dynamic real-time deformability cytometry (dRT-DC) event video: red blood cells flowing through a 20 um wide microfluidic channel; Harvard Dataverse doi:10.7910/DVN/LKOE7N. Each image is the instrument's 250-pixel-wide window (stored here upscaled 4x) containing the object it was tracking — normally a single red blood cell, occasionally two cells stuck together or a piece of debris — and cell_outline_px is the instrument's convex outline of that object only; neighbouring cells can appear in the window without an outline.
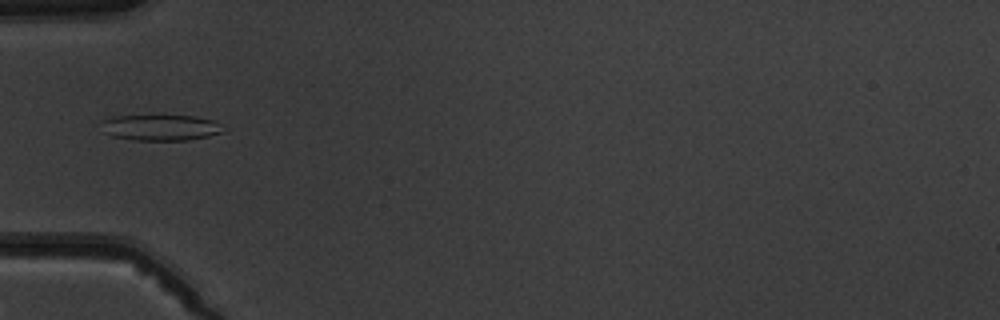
{"species": "common noctule bat (a hibernating species)", "species_latin": "Nyctalus noctula", "temperature_condition": "warm", "stored_images_in_passage": 4, "camera_frame_rate_fps": 3000, "um_per_image_px": 0.085, "animal": {"sex": "male", "body_mass_g": 19.5, "forearm_length_mm": 54.6}, "frame": {"image": 1, "passage_image": 4, "time_ms": 4.333, "image_size_px": [1000, 320], "cell_outline_px": [[220, 132], [208, 136], [188, 140], [136, 140], [112, 136], [104, 132], [100, 120], [112, 116], [196, 116], [212, 120], [220, 128]], "centroid_in_image_um": [13.54, 10.84], "position_along_channel_um": 71.5, "area_um2": 18.03}}